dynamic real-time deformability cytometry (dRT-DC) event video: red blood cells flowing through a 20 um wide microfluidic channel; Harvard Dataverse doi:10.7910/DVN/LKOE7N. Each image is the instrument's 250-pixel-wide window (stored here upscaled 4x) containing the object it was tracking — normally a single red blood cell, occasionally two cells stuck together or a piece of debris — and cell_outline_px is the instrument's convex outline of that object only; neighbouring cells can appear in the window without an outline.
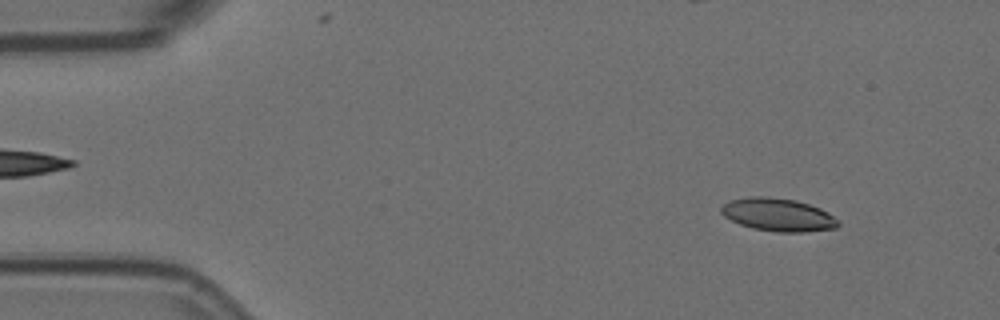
{"species": "Egyptian fruit bat (a non-hibernating species)", "species_latin": "Rousettus aegyptiacus", "temperature_condition": "room temperature", "stored_images_in_passage": 57, "camera_frame_rate_fps": 3000, "um_per_image_px": 0.085, "animal": {"sex": "female"}, "frame": {"image": 1, "passage_image": 6, "time_ms": 1.667, "image_size_px": [1000, 320], "cell_outline_px": [[840, 224], [836, 228], [804, 232], [776, 232], [752, 228], [740, 224], [724, 216], [720, 212], [720, 208], [728, 200], [752, 196], [768, 196], [796, 200], [820, 208], [828, 212], [840, 220]], "centroid_in_image_um": [66.15, 18.25], "position_along_channel_um": 18.9, "area_um2": 22.66}}
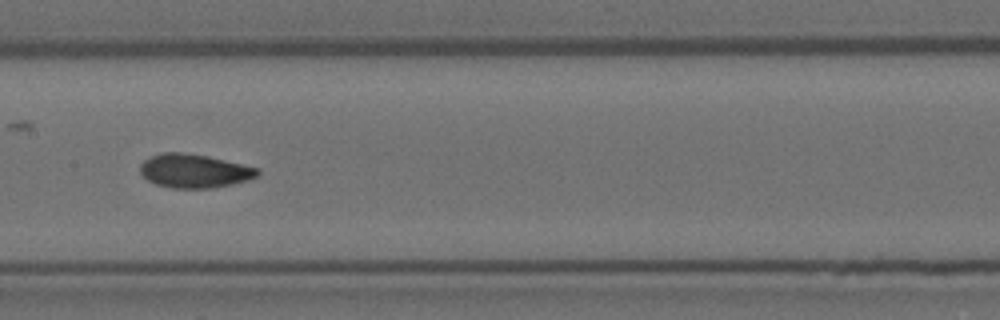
{"frame": {"image": 2, "passage_image": 28, "time_ms": 9.0, "image_size_px": [1000, 320], "cell_outline_px": [[260, 176], [248, 180], [232, 184], [212, 188], [172, 188], [156, 184], [148, 180], [140, 172], [140, 164], [144, 160], [152, 156], [164, 152], [180, 152], [208, 156], [256, 168], [260, 172]], "centroid_in_image_um": [16.51, 14.53], "position_along_channel_um": 190.9, "area_um2": 22.89}}
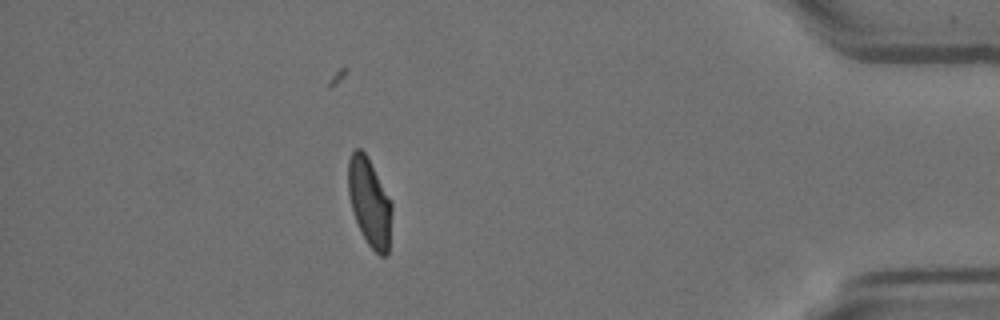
{"frame": {"image": 3, "passage_image": 50, "time_ms": 16.333, "image_size_px": [1000, 320], "cell_outline_px": [[392, 212], [388, 252], [384, 256], [380, 256], [368, 244], [356, 220], [352, 208], [348, 192], [348, 160], [352, 152], [356, 148], [360, 148], [364, 152], [392, 204]], "centroid_in_image_um": [31.4, 17.2], "position_along_channel_um": 403.8, "area_um2": 21.73}, "authors_computed_cell_mechanics": {"area_um2": 22.6576, "velocity_mm_per_s": 3.5647, "shape_relaxation_time_tau1_ms": null, "shape_relaxation_time_tau2_ms": 1.5603, "deformation_change_tau1": null, "deformation_change_tau2": 0.0648}}